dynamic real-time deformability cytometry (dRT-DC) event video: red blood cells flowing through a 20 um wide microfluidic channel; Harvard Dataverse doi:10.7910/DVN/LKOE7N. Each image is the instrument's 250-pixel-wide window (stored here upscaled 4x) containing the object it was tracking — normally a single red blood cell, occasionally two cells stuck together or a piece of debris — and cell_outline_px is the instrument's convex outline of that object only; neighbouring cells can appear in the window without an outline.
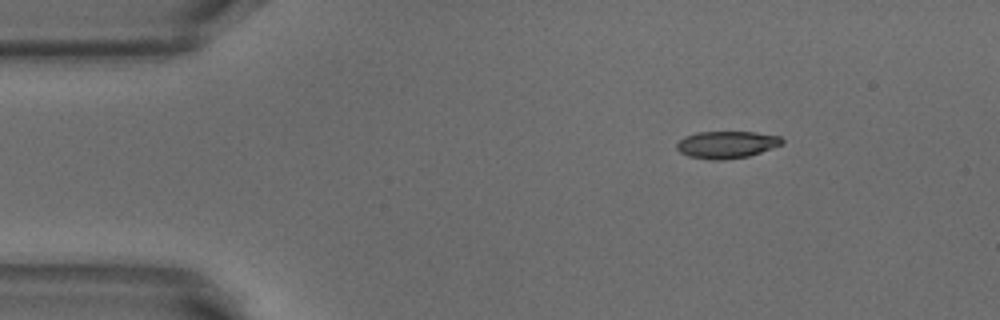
{"species": "common noctule bat (a hibernating species)", "species_latin": "Nyctalus noctula", "temperature_condition": "warm", "stored_images_in_passage": 27, "camera_frame_rate_fps": 3000, "um_per_image_px": 0.085, "animal": {"sex": "male", "body_mass_g": 18.8}, "frame": {"image": 1, "passage_image": 1, "time_ms": 0.0, "image_size_px": [1000, 320], "cell_outline_px": [[784, 144], [748, 156], [720, 160], [712, 160], [688, 156], [680, 152], [676, 148], [676, 144], [684, 136], [696, 132], [756, 132], [780, 136], [784, 140]], "centroid_in_image_um": [61.76, 12.28], "position_along_channel_um": 23.2, "area_um2": 16.7}}
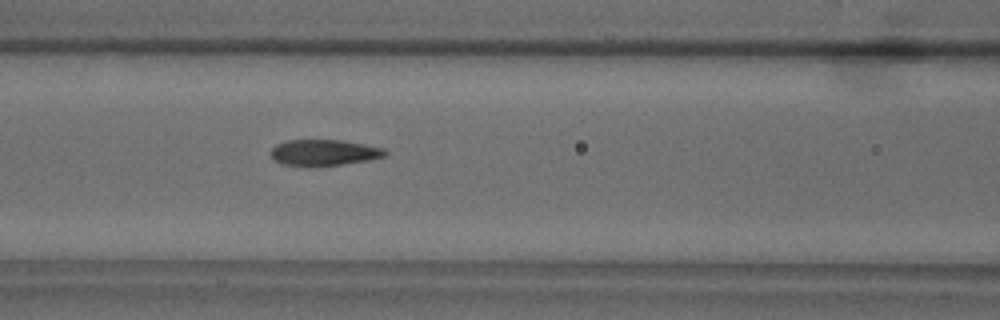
{"frame": {"image": 2, "passage_image": 15, "time_ms": 4.667, "image_size_px": [1000, 320], "cell_outline_px": [[388, 152], [384, 156], [368, 160], [340, 164], [308, 168], [280, 164], [272, 160], [272, 148], [276, 144], [288, 140], [340, 140], [364, 144], [384, 148]], "centroid_in_image_um": [27.48, 12.99], "position_along_channel_um": 139.1, "area_um2": 17.63}}
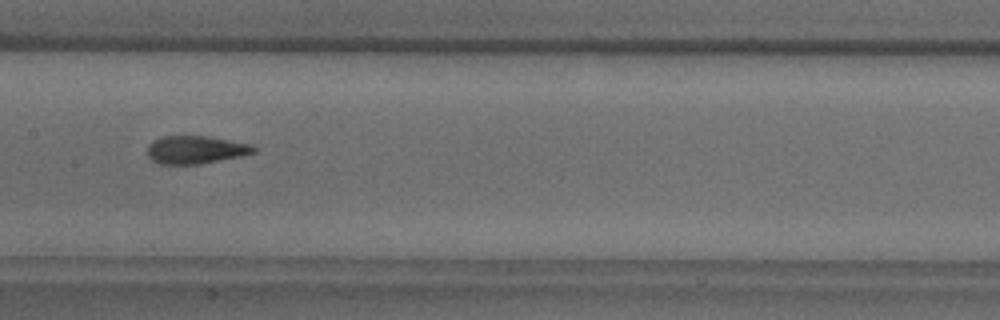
{"frame": {"image": 3, "passage_image": 19, "time_ms": 6.0, "image_size_px": [1000, 320], "cell_outline_px": [[256, 152], [240, 156], [200, 164], [160, 164], [152, 160], [148, 156], [148, 144], [152, 140], [160, 136], [208, 136], [252, 144], [256, 148]], "centroid_in_image_um": [16.62, 12.72], "position_along_channel_um": 190.8, "area_um2": 17.4}, "authors_computed_cell_mechanics": {"area_um2": 17.6868, "velocity_mm_per_s": 3.8853, "shape_relaxation_time_tau1_ms": 4.309, "shape_relaxation_time_tau2_ms": 1.3935, "deformation_change_tau1": 0.1742, "deformation_change_tau2": 0.0846}}